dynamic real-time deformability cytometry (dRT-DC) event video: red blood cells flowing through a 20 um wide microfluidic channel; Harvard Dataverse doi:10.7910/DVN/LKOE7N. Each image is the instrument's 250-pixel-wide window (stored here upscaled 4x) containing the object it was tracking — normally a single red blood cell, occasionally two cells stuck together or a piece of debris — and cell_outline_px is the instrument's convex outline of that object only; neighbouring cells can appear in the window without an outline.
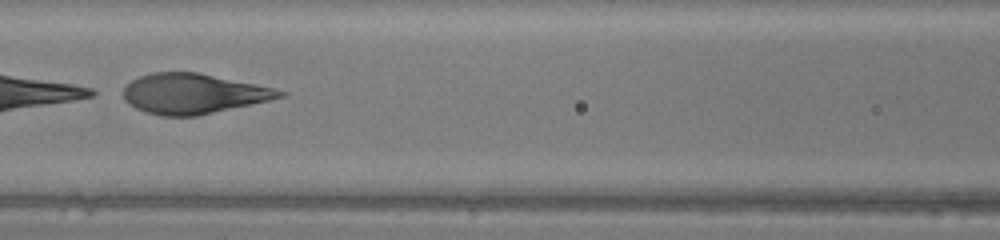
{"species": "human", "species_latin": "Homo sapiens", "temperature_condition": "warm", "stored_images_in_passage": 24, "camera_frame_rate_fps": 3000, "um_per_image_px": 0.085, "donor": {"sex": "female"}, "frame": {"image": 1, "passage_image": 21, "time_ms": 6.667, "image_size_px": [1000, 240], "cell_outline_px": [[288, 96], [196, 116], [160, 116], [144, 112], [128, 104], [124, 100], [124, 88], [132, 80], [140, 76], [152, 72], [200, 72], [272, 88], [288, 92]], "centroid_in_image_um": [16.42, 7.96], "position_along_channel_um": 150.2, "area_um2": 36.47}}